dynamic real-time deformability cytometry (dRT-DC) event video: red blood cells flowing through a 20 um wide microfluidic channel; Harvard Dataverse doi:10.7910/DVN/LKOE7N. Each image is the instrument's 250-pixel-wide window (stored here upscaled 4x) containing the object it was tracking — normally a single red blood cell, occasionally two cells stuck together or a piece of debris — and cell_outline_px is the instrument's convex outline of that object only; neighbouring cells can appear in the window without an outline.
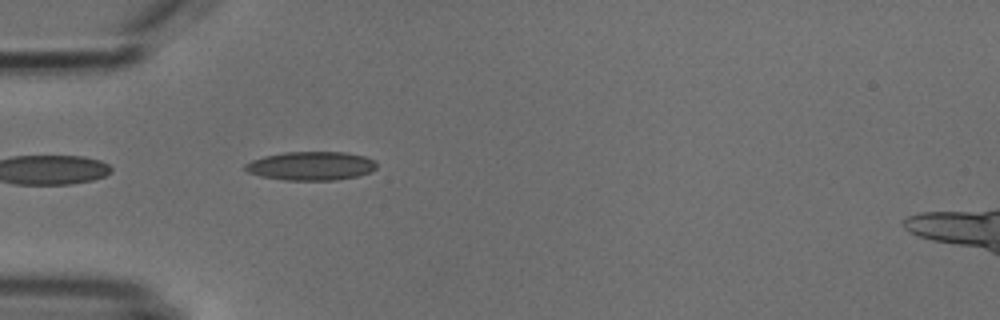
{"species": "common noctule bat (a hibernating species)", "species_latin": "Nyctalus noctula", "temperature_condition": "cold", "stored_images_in_passage": 4, "camera_frame_rate_fps": 3000, "um_per_image_px": 0.085, "animal": {"sex": "male", "body_mass_g": 18.8}, "frame": {"image": 1, "passage_image": 4, "time_ms": 4.333, "image_size_px": [1000, 320], "cell_outline_px": [[376, 168], [368, 172], [356, 176], [336, 180], [284, 180], [260, 176], [248, 172], [244, 168], [244, 164], [252, 160], [264, 156], [284, 152], [344, 152], [364, 156], [376, 160]], "centroid_in_image_um": [26.42, 14.1], "position_along_channel_um": 58.6, "area_um2": 21.96}}